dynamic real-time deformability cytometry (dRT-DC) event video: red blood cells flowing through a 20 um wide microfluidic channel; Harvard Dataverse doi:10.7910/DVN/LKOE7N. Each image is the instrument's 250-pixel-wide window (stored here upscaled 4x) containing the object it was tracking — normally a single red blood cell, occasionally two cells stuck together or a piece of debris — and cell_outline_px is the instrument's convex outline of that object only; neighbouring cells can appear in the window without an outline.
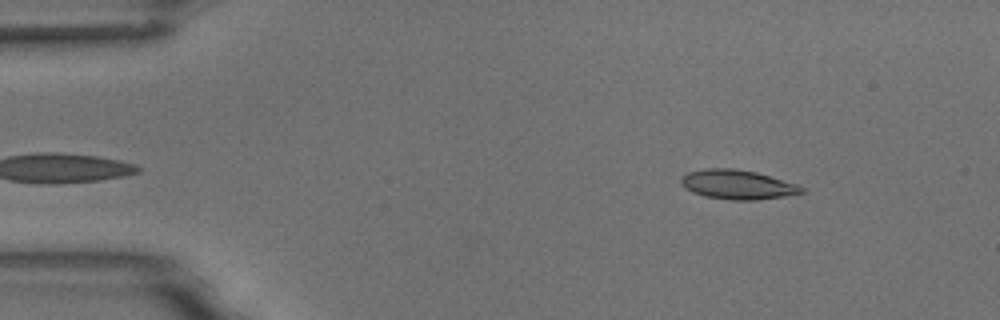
{"species": "common noctule bat (a hibernating species)", "species_latin": "Nyctalus noctula", "temperature_condition": "room temperature", "stored_images_in_passage": 30, "camera_frame_rate_fps": 3000, "um_per_image_px": 0.085, "animal": {"sex": "male", "body_mass_g": 18.8}, "frame": {"image": 1, "passage_image": 3, "time_ms": 0.667, "image_size_px": [1000, 320], "cell_outline_px": [[804, 192], [784, 196], [756, 200], [728, 200], [704, 196], [692, 192], [684, 188], [680, 184], [680, 176], [688, 172], [704, 168], [732, 168], [756, 172], [796, 184], [804, 188]], "centroid_in_image_um": [62.61, 15.69], "position_along_channel_um": 22.4, "area_um2": 20.69}}
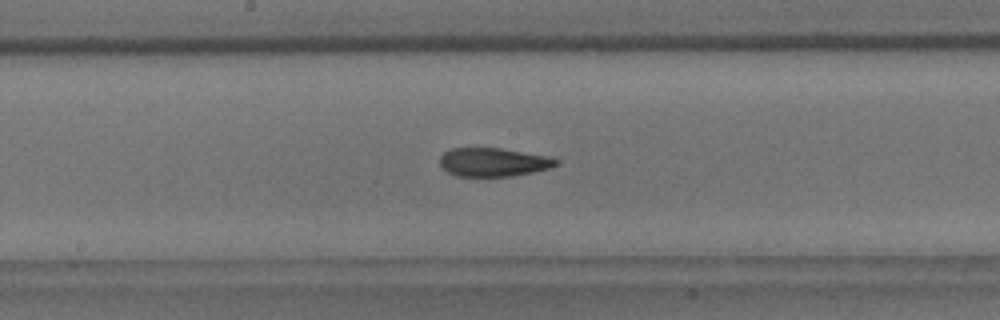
{"frame": {"image": 2, "passage_image": 24, "time_ms": 7.667, "image_size_px": [1000, 320], "cell_outline_px": [[560, 164], [548, 168], [532, 172], [512, 176], [456, 176], [448, 172], [440, 164], [440, 156], [444, 152], [452, 148], [500, 148], [548, 156], [560, 160]], "centroid_in_image_um": [41.94, 13.78], "position_along_channel_um": 206.3, "area_um2": 19.31}}
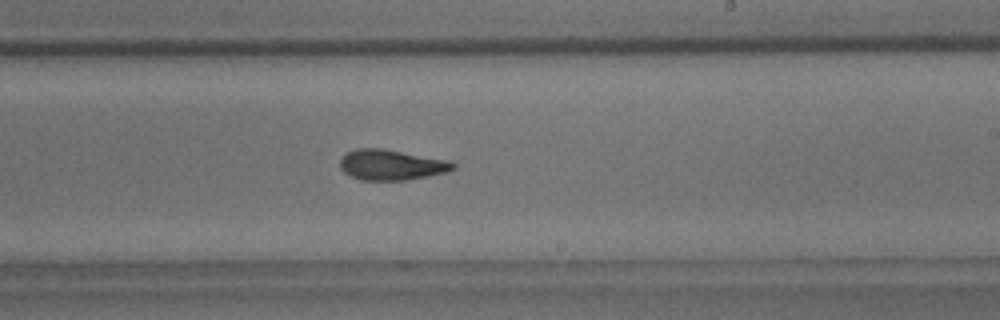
{"frame": {"image": 3, "passage_image": 28, "time_ms": 9.0, "image_size_px": [1000, 320], "cell_outline_px": [[456, 168], [448, 172], [408, 180], [360, 180], [344, 172], [340, 168], [340, 160], [348, 152], [356, 148], [384, 148], [448, 160], [456, 164]], "centroid_in_image_um": [33.29, 14.01], "position_along_channel_um": 255.7, "area_um2": 20.17}}